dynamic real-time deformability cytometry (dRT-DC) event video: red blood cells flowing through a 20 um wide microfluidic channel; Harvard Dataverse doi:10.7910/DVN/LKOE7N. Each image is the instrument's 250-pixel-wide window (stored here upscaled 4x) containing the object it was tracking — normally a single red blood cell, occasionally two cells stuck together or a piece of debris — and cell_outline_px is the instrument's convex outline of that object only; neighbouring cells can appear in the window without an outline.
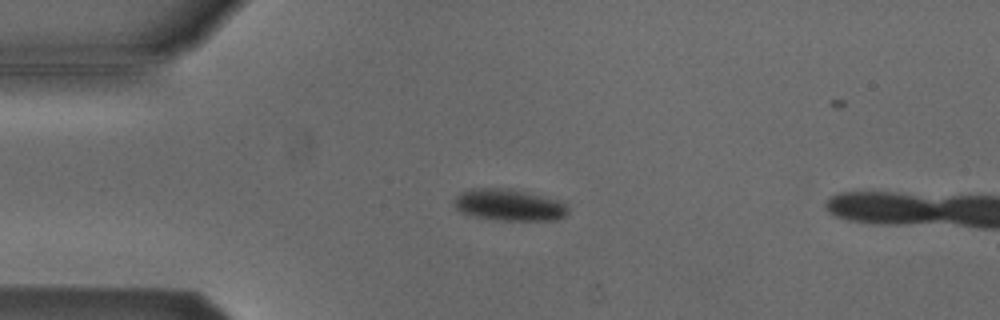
{"species": "Egyptian fruit bat (a non-hibernating species)", "species_latin": "Rousettus aegyptiacus", "temperature_condition": "cold", "stored_images_in_passage": 39, "camera_frame_rate_fps": 3000, "um_per_image_px": 0.085, "animal": {"sex": "male"}, "frame": {"image": 1, "passage_image": 1, "time_ms": 0.0, "image_size_px": [1000, 320], "cell_outline_px": [[568, 212], [564, 216], [556, 220], [496, 220], [472, 216], [460, 212], [452, 204], [452, 200], [456, 196], [464, 192], [476, 188], [508, 188], [564, 200], [568, 208]], "centroid_in_image_um": [43.29, 17.42], "position_along_channel_um": 41.7, "area_um2": 21.27}}
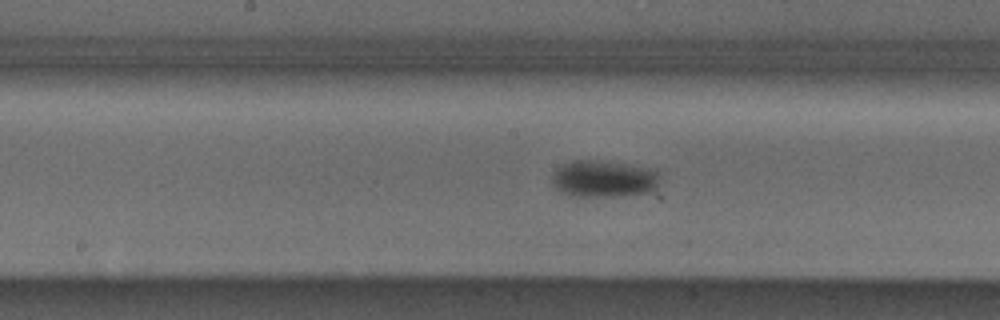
{"frame": {"image": 2, "passage_image": 15, "time_ms": 4.667, "image_size_px": [1000, 320], "cell_outline_px": [[660, 176], [656, 188], [652, 192], [616, 196], [572, 196], [556, 188], [552, 184], [552, 176], [556, 168], [572, 160], [592, 160], [656, 168], [660, 172]], "centroid_in_image_um": [51.36, 15.19], "position_along_channel_um": 196.8, "area_um2": 23.29}}
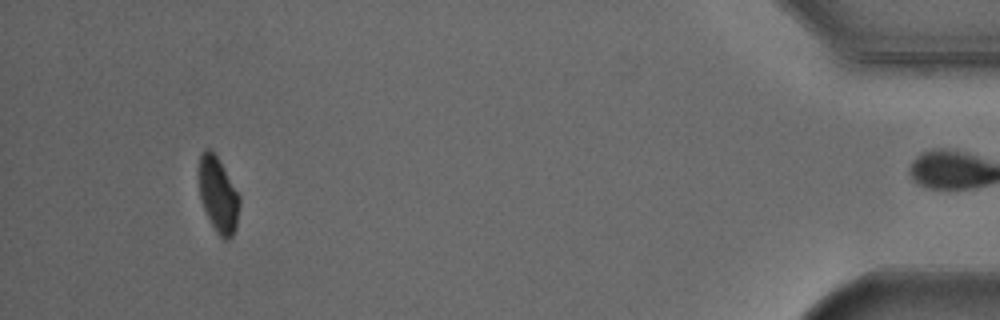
{"frame": {"image": 3, "passage_image": 38, "time_ms": 12.333, "image_size_px": [1000, 320], "cell_outline_px": [[240, 204], [236, 228], [232, 236], [228, 240], [224, 240], [216, 232], [204, 208], [200, 196], [200, 156], [204, 148], [212, 148], [240, 196]], "centroid_in_image_um": [18.57, 16.57], "position_along_channel_um": 416.6, "area_um2": 17.57}, "authors_computed_cell_mechanics": {"area_um2": 22.1952, "velocity_mm_per_s": 3.8377, "shape_relaxation_time_tau1_ms": 7.032, "shape_relaxation_time_tau2_ms": null, "deformation_change_tau1": 0.1135, "deformation_change_tau2": null}}